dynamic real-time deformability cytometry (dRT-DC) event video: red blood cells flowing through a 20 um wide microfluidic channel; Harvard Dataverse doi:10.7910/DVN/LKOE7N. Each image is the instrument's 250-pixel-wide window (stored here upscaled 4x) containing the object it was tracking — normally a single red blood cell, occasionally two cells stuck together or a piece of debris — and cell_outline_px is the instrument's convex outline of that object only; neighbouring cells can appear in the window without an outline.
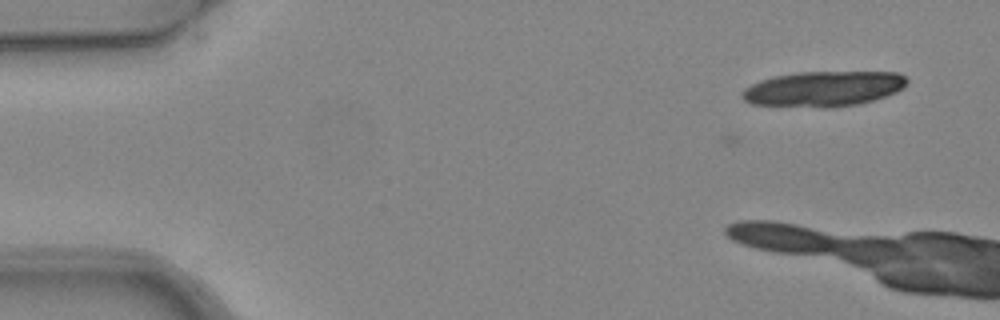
{"species": "common noctule bat (a hibernating species)", "species_latin": "Nyctalus noctula", "temperature_condition": "warm", "stored_images_in_passage": 9, "camera_frame_rate_fps": 3000, "um_per_image_px": 0.085, "animal": {"sex": "female", "body_mass_g": 24.6, "forearm_length_mm": 56.2}, "frame": {"image": 1, "passage_image": 3, "time_ms": 0.667, "image_size_px": [1000, 320], "cell_outline_px": [[908, 84], [904, 88], [896, 92], [860, 104], [832, 108], [820, 108], [752, 104], [744, 100], [740, 96], [744, 88], [760, 80], [776, 76], [800, 72], [900, 72], [908, 80]], "centroid_in_image_um": [70.01, 7.56], "position_along_channel_um": 15.0, "area_um2": 34.16}}
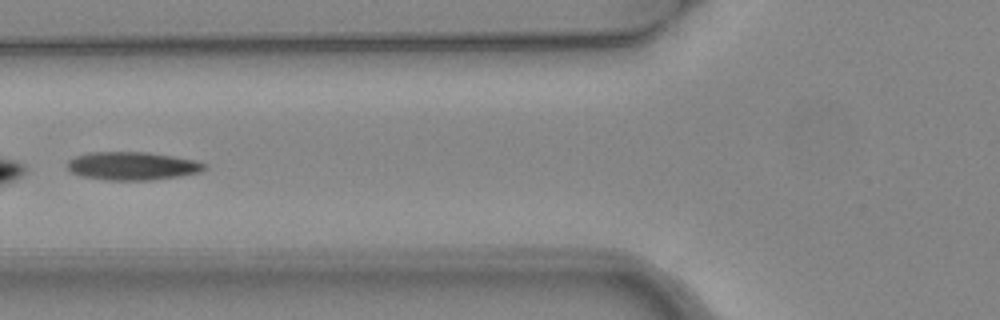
{"frame": {"image": 2, "passage_image": 8, "time_ms": 2.333, "image_size_px": [1000, 320], "cell_outline_px": [[208, 168], [200, 172], [180, 176], [152, 180], [108, 180], [80, 176], [72, 172], [68, 168], [68, 160], [76, 156], [88, 152], [148, 152], [196, 160], [208, 164]], "centroid_in_image_um": [11.29, 14.1], "position_along_channel_um": 114.5, "area_um2": 22.66}}
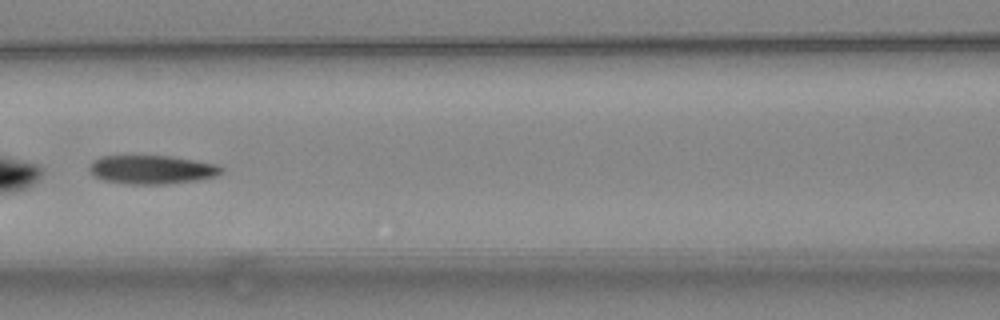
{"frame": {"image": 3, "passage_image": 9, "time_ms": 2.667, "image_size_px": [1000, 320], "cell_outline_px": [[224, 172], [216, 176], [196, 180], [164, 184], [124, 184], [104, 180], [96, 176], [88, 168], [92, 160], [100, 156], [168, 156], [216, 164], [224, 168]], "centroid_in_image_um": [12.9, 14.42], "position_along_channel_um": 153.7, "area_um2": 21.96}}